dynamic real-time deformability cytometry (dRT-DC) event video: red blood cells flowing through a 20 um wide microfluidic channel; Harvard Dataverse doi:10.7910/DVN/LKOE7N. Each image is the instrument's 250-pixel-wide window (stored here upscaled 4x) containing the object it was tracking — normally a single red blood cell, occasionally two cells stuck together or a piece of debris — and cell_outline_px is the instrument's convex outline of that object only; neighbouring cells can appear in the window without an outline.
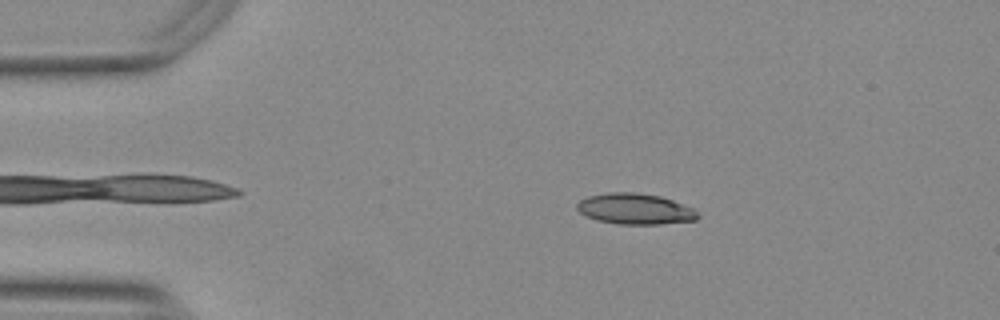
{"species": "Egyptian fruit bat (a non-hibernating species)", "species_latin": "Rousettus aegyptiacus", "temperature_condition": "warm", "stored_images_in_passage": 47, "camera_frame_rate_fps": 3000, "um_per_image_px": 0.085, "animal": {"sex": "female"}, "frame": {"image": 1, "passage_image": 10, "time_ms": 3.0, "image_size_px": [1000, 320], "cell_outline_px": [[700, 216], [696, 220], [660, 224], [620, 224], [596, 220], [580, 212], [576, 208], [576, 204], [580, 200], [588, 196], [608, 192], [632, 192], [660, 196], [696, 208]], "centroid_in_image_um": [54.01, 17.75], "position_along_channel_um": 31.0, "area_um2": 21.79}}
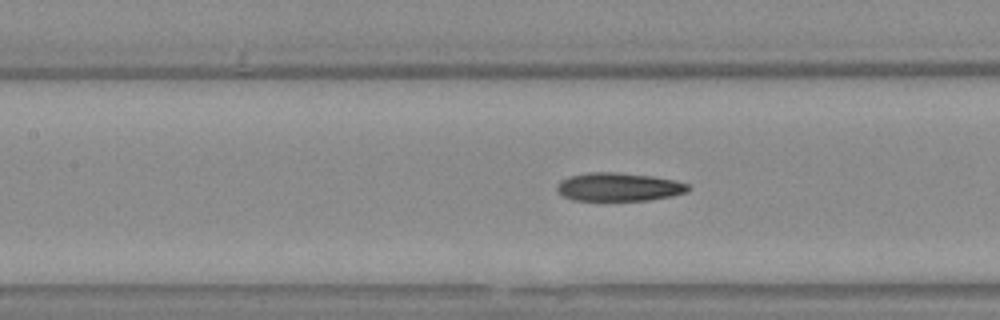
{"frame": {"image": 2, "passage_image": 24, "time_ms": 7.667, "image_size_px": [1000, 320], "cell_outline_px": [[692, 188], [688, 192], [672, 196], [648, 200], [572, 200], [564, 196], [556, 188], [560, 180], [568, 176], [588, 172], [616, 172], [652, 176], [676, 180], [688, 184]], "centroid_in_image_um": [52.62, 15.88], "position_along_channel_um": 154.8, "area_um2": 21.79}}
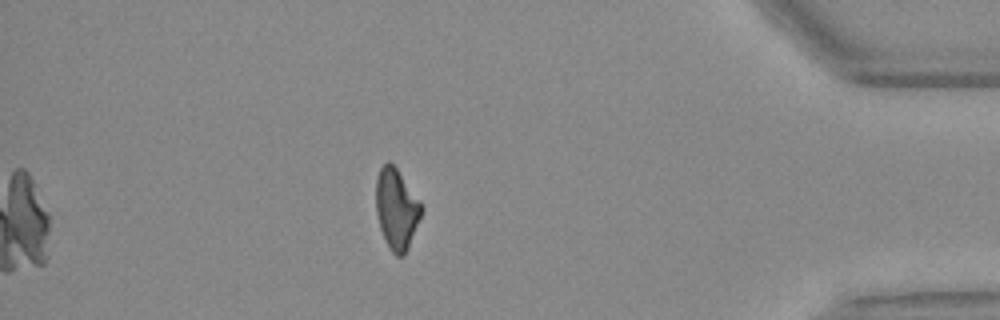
{"frame": {"image": 3, "passage_image": 47, "time_ms": 15.333, "image_size_px": [1000, 320], "cell_outline_px": [[424, 208], [408, 248], [404, 256], [396, 256], [392, 252], [380, 228], [376, 212], [376, 180], [380, 168], [388, 160], [396, 168]], "centroid_in_image_um": [33.7, 17.77], "position_along_channel_um": 401.5, "area_um2": 20.92}, "authors_computed_cell_mechanics": {"area_um2": 21.7906, "velocity_mm_per_s": 3.7658, "shape_relaxation_time_tau1_ms": null, "shape_relaxation_time_tau2_ms": 6.7015, "deformation_change_tau1": null, "deformation_change_tau2": 0.1684}}